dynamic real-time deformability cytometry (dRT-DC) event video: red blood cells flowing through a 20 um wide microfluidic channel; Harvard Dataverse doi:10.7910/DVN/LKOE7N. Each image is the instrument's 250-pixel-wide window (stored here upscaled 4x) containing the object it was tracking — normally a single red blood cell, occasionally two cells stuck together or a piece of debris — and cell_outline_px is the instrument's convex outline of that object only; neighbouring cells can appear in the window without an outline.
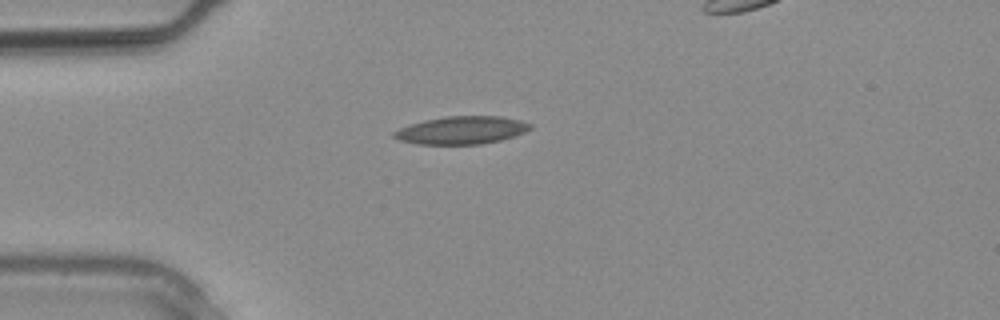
{"species": "common noctule bat (a hibernating species)", "species_latin": "Nyctalus noctula", "temperature_condition": "warm", "stored_images_in_passage": 2, "segment_of_instrument_passage": [1, 2], "camera_frame_rate_fps": 3000, "um_per_image_px": 0.085, "animal": {"sex": "male", "body_mass_g": 20.4}, "frame": {"image": 1, "passage_image": 1, "time_ms": 0.0, "image_size_px": [1000, 320], "cell_outline_px": [[532, 128], [524, 132], [500, 140], [480, 144], [416, 144], [400, 140], [392, 136], [392, 132], [408, 124], [424, 120], [444, 116], [500, 116], [520, 120], [532, 124]], "centroid_in_image_um": [39.2, 11.06], "position_along_channel_um": 45.8, "area_um2": 22.08}}